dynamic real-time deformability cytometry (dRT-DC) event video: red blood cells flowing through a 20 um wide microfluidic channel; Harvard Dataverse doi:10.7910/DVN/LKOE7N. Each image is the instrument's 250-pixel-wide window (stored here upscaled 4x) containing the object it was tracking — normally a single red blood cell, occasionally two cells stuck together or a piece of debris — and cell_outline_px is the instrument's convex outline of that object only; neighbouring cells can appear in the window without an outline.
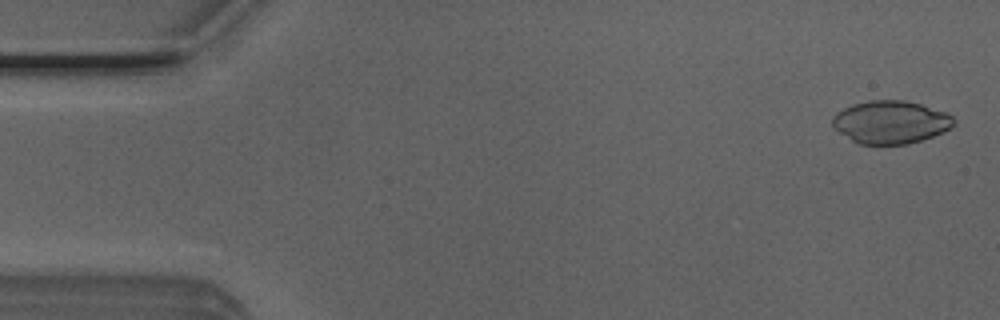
{"species": "Egyptian fruit bat (a non-hibernating species)", "species_latin": "Rousettus aegyptiacus", "temperature_condition": "room temperature", "stored_images_in_passage": 8, "camera_frame_rate_fps": 3000, "um_per_image_px": 0.085, "animal": {"sex": "male"}, "frame": {"image": 1, "passage_image": 2, "time_ms": 0.333, "image_size_px": [1000, 320], "cell_outline_px": [[956, 124], [944, 132], [908, 144], [860, 144], [852, 140], [832, 128], [832, 116], [836, 112], [852, 104], [868, 100], [904, 100], [920, 104], [948, 112], [956, 120]], "centroid_in_image_um": [75.71, 10.37], "position_along_channel_um": 9.3, "area_um2": 30.58}}